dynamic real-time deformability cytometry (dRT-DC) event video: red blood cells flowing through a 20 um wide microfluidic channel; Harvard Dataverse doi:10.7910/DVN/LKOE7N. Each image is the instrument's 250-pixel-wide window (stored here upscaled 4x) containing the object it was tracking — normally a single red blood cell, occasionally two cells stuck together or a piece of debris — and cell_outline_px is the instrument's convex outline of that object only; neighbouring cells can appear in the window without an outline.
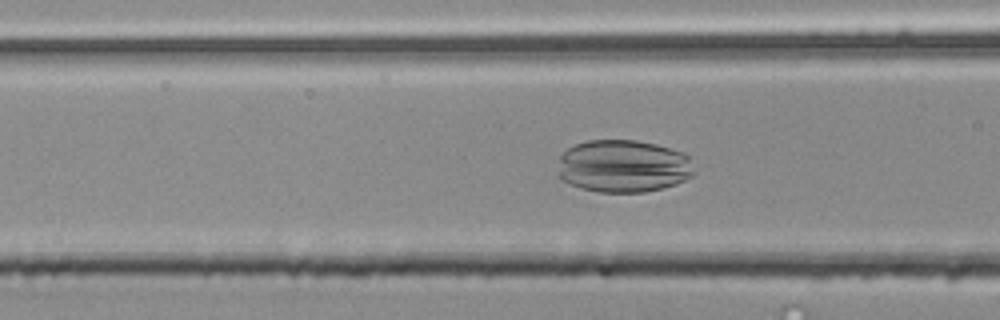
{"species": "common noctule bat (a hibernating species)", "species_latin": "Nyctalus noctula", "temperature_condition": "room temperature", "stored_images_in_passage": 49, "camera_frame_rate_fps": 3000, "um_per_image_px": 0.085, "animal": {"sex": "male", "body_mass_g": 20.4}, "frame": {"image": 1, "passage_image": 16, "time_ms": 5.0, "image_size_px": [1000, 320], "cell_outline_px": [[696, 172], [692, 176], [676, 184], [644, 192], [596, 192], [580, 188], [564, 180], [560, 176], [560, 156], [568, 148], [576, 144], [588, 140], [636, 140], [656, 144], [684, 152], [688, 156]], "centroid_in_image_um": [53.02, 14.12], "position_along_channel_um": 113.6, "area_um2": 41.79}}
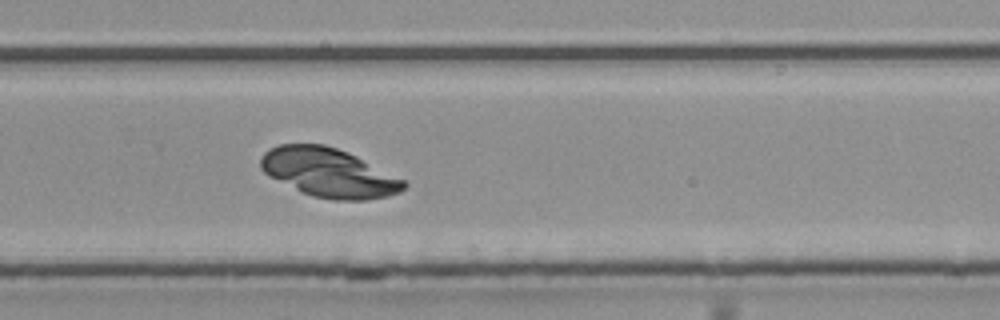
{"frame": {"image": 2, "passage_image": 31, "time_ms": 10.0, "image_size_px": [1000, 320], "cell_outline_px": [[408, 184], [400, 192], [388, 196], [364, 200], [336, 200], [312, 196], [268, 176], [260, 168], [260, 156], [268, 148], [280, 144], [324, 144], [348, 152], [408, 180]], "centroid_in_image_um": [27.98, 14.67], "position_along_channel_um": 301.8, "area_um2": 41.04}}
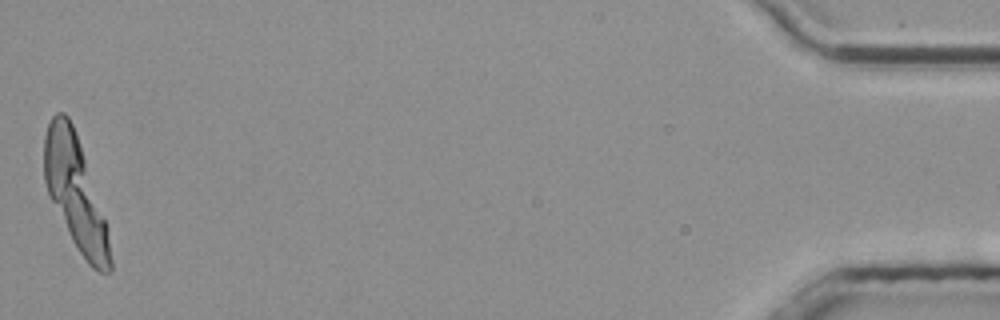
{"frame": {"image": 3, "passage_image": 49, "time_ms": 16.0, "image_size_px": [1000, 320], "cell_outline_px": [[112, 272], [100, 272], [92, 268], [88, 264], [72, 240], [48, 192], [44, 180], [44, 136], [48, 124], [52, 116], [56, 112], [64, 112], [68, 116], [72, 124], [80, 144], [108, 228], [112, 260]], "centroid_in_image_um": [6.42, 16.4], "position_along_channel_um": 428.8, "area_um2": 42.66}}